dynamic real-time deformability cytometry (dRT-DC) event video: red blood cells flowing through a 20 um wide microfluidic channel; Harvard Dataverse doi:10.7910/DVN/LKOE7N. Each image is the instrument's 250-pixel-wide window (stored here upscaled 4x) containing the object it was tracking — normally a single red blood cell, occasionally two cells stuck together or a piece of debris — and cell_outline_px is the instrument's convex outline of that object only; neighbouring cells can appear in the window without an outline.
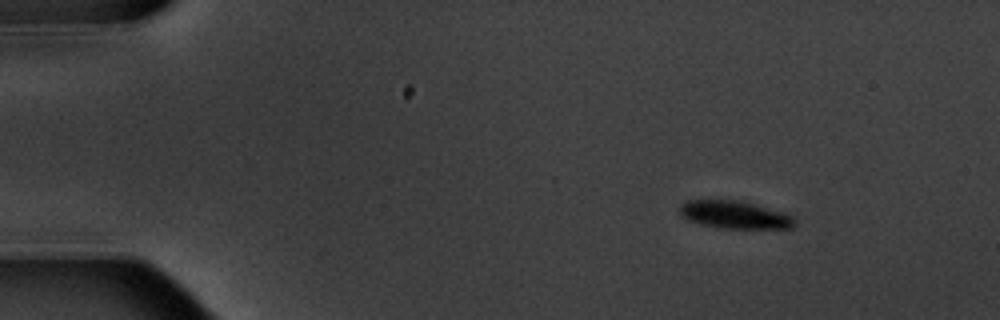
{"species": "common noctule bat (a hibernating species)", "species_latin": "Nyctalus noctula", "temperature_condition": "warm", "stored_images_in_passage": 5, "camera_frame_rate_fps": 3000, "um_per_image_px": 0.085, "animal": {"sex": "male", "body_mass_g": 20.1, "forearm_length_mm": 53.5}, "frame": {"image": 1, "passage_image": 1, "time_ms": 0.0, "image_size_px": [1000, 320], "cell_outline_px": [[796, 224], [792, 228], [720, 228], [688, 220], [680, 212], [680, 204], [688, 200], [732, 200], [752, 204], [780, 212], [792, 216], [796, 220]], "centroid_in_image_um": [62.44, 18.26], "position_along_channel_um": 22.6, "area_um2": 18.03}}
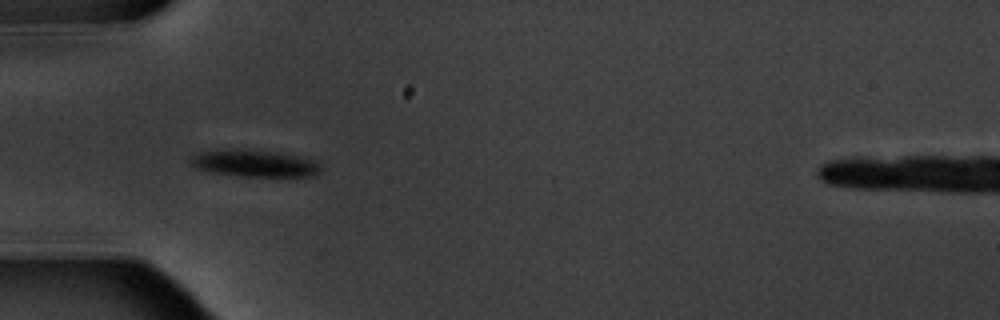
{"frame": {"image": 2, "passage_image": 4, "time_ms": 3.667, "image_size_px": [1000, 320], "cell_outline_px": [[320, 172], [316, 176], [236, 176], [208, 172], [196, 168], [188, 160], [192, 156], [200, 152], [276, 152], [296, 156], [312, 160], [320, 164]], "centroid_in_image_um": [21.67, 13.95], "position_along_channel_um": 63.3, "area_um2": 19.36}}
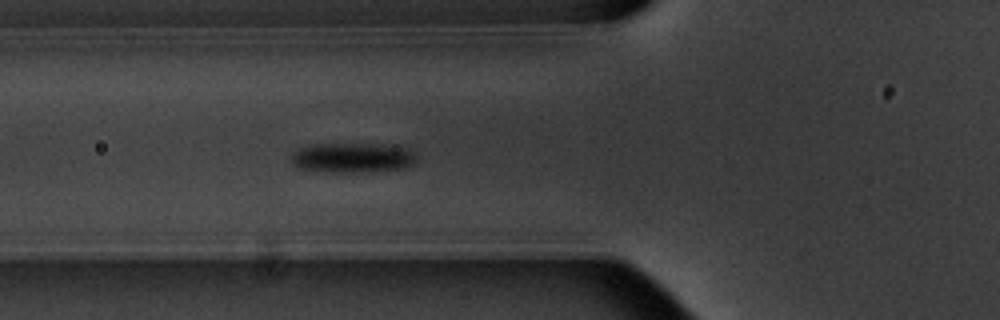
{"frame": {"image": 3, "passage_image": 5, "time_ms": 4.667, "image_size_px": [1000, 320], "cell_outline_px": [[416, 160], [412, 164], [404, 168], [352, 172], [340, 172], [300, 168], [292, 164], [292, 152], [300, 148], [312, 144], [372, 144], [408, 148], [416, 156]], "centroid_in_image_um": [29.94, 13.39], "position_along_channel_um": 95.9, "area_um2": 21.27}}